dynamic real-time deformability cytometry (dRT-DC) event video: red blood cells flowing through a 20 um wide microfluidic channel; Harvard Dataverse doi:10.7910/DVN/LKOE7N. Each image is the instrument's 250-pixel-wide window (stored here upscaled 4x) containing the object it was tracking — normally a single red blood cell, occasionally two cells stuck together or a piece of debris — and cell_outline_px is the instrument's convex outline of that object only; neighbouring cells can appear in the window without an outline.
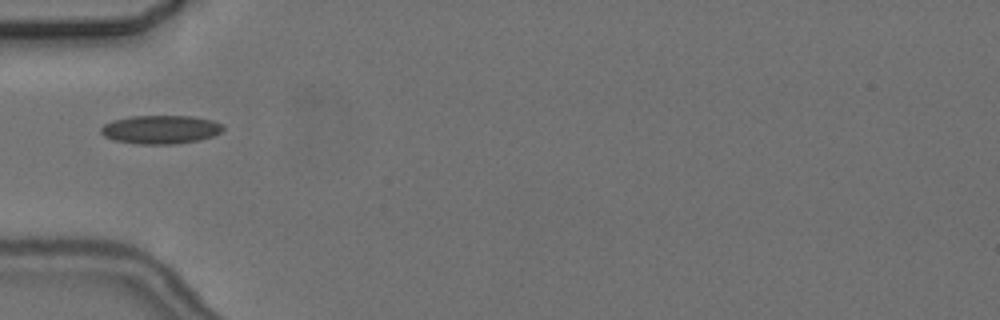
{"species": "common noctule bat (a hibernating species)", "species_latin": "Nyctalus noctula", "temperature_condition": "cold", "stored_images_in_passage": 3, "camera_frame_rate_fps": 3000, "um_per_image_px": 0.085, "animal": {"sex": "female", "body_mass_g": 24.6, "forearm_length_mm": 56.2}, "frame": {"image": 1, "passage_image": 3, "time_ms": 3.333, "image_size_px": [1000, 320], "cell_outline_px": [[224, 128], [220, 132], [212, 136], [200, 140], [176, 144], [140, 144], [112, 140], [104, 136], [100, 132], [100, 128], [104, 124], [112, 120], [132, 116], [192, 116], [212, 120], [224, 124]], "centroid_in_image_um": [13.65, 11.01], "position_along_channel_um": 71.4, "area_um2": 20.46}}